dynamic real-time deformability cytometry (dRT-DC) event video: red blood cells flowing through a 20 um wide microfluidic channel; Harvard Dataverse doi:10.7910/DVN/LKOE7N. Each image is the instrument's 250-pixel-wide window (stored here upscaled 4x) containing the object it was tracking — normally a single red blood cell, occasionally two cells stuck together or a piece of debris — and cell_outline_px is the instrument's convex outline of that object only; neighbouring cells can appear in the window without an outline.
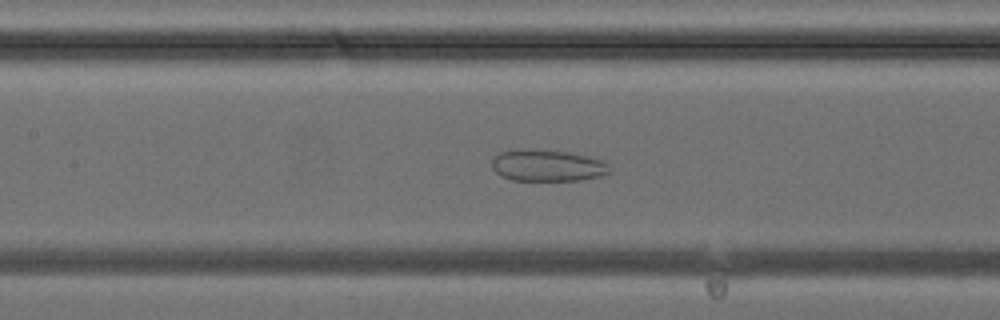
{"species": "common noctule bat (a hibernating species)", "species_latin": "Nyctalus noctula", "temperature_condition": "cold", "stored_images_in_passage": 40, "camera_frame_rate_fps": 3000, "um_per_image_px": 0.085, "animal": {"sex": "female", "body_mass_g": 24.6, "forearm_length_mm": 56.2}, "frame": {"image": 1, "passage_image": 18, "time_ms": 5.667, "image_size_px": [1000, 320], "cell_outline_px": [[612, 172], [600, 176], [580, 180], [512, 180], [500, 176], [492, 168], [492, 156], [500, 152], [524, 148], [536, 148], [568, 152], [588, 156], [604, 160], [612, 168]], "centroid_in_image_um": [46.53, 14.05], "position_along_channel_um": 160.9, "area_um2": 22.2}}